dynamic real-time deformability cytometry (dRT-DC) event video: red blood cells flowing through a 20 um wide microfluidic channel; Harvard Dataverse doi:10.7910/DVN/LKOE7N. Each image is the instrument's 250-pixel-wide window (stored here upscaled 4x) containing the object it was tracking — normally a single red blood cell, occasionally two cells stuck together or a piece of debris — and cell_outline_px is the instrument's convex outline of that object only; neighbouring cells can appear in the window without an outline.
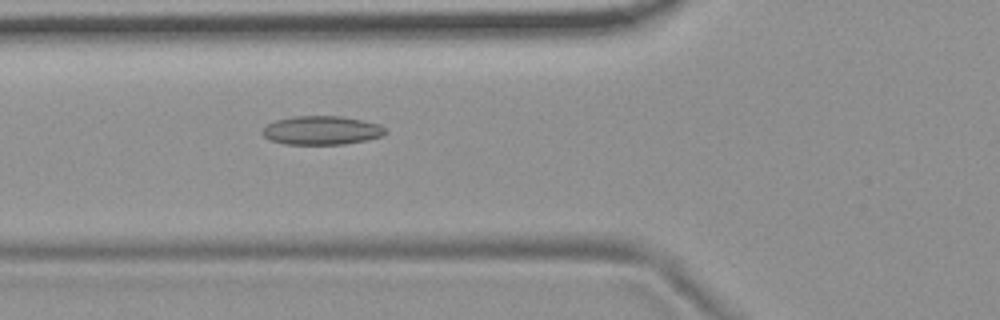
{"species": "common noctule bat (a hibernating species)", "species_latin": "Nyctalus noctula", "temperature_condition": "room temperature", "stored_images_in_passage": 2, "camera_frame_rate_fps": 3000, "um_per_image_px": 0.085, "animal": {"sex": "female", "body_mass_g": 19.9}, "frame": {"image": 1, "passage_image": 2, "time_ms": 0.333, "image_size_px": [1000, 320], "cell_outline_px": [[388, 132], [380, 136], [364, 140], [344, 144], [284, 144], [272, 140], [264, 136], [260, 132], [268, 124], [276, 120], [292, 116], [340, 116], [364, 120], [380, 124]], "centroid_in_image_um": [27.34, 11.07], "position_along_channel_um": 98.5, "area_um2": 20.52}}